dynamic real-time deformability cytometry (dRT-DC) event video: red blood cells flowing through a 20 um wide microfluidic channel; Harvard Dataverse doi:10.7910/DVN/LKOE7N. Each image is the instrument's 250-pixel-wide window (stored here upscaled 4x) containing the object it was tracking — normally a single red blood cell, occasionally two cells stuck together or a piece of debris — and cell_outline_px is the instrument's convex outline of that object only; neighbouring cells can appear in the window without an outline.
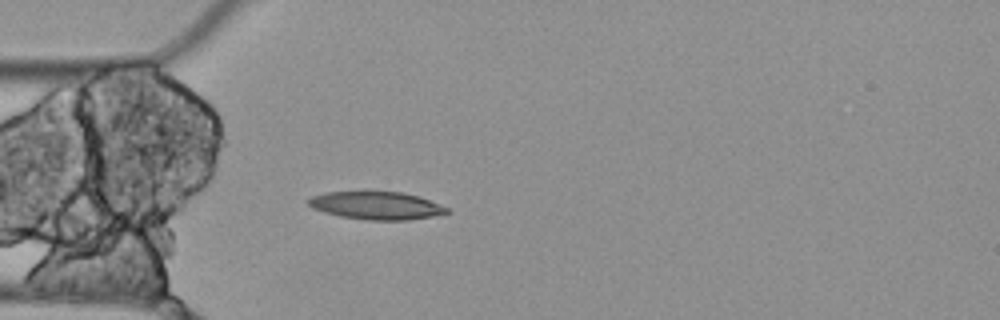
{"species": "Egyptian fruit bat (a non-hibernating species)", "species_latin": "Rousettus aegyptiacus", "temperature_condition": "cold", "stored_images_in_passage": 4, "camera_frame_rate_fps": 3000, "um_per_image_px": 0.085, "animal": {"sex": "female"}, "frame": {"image": 1, "passage_image": 4, "time_ms": 1.0, "image_size_px": [1000, 320], "cell_outline_px": [[452, 212], [432, 216], [408, 220], [368, 220], [340, 216], [324, 212], [312, 208], [304, 200], [312, 196], [328, 192], [364, 188], [404, 192], [420, 196], [448, 208]], "centroid_in_image_um": [31.95, 17.41], "position_along_channel_um": 53.1, "area_um2": 23.58}}